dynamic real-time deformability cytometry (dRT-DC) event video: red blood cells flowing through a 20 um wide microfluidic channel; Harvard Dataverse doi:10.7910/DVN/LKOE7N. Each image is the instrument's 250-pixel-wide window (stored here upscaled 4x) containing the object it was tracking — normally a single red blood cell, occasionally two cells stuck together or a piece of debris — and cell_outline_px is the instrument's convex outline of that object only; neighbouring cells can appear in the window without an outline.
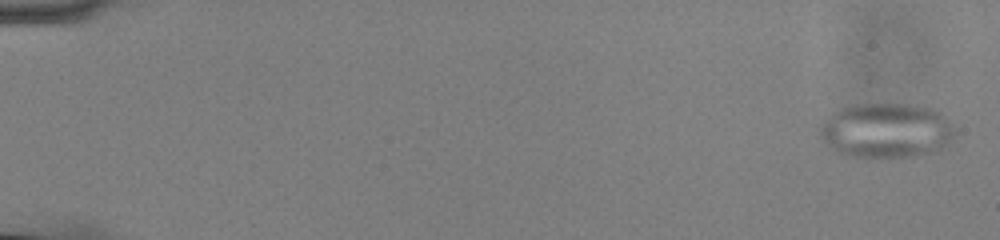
{"species": "common noctule bat (a hibernating species)", "species_latin": "Nyctalus noctula", "temperature_condition": "cold", "stored_images_in_passage": 56, "camera_frame_rate_fps": 3000, "um_per_image_px": 0.085, "animal": {"sex": "male", "body_mass_g": 13.0, "forearm_length_mm": 53.1}, "frame": {"image": 1, "passage_image": 2, "time_ms": 0.333, "image_size_px": [1000, 240], "cell_outline_px": [[956, 132], [952, 140], [948, 144], [936, 152], [912, 156], [868, 160], [852, 156], [840, 152], [832, 148], [820, 136], [820, 124], [836, 108], [848, 104], [908, 104], [936, 108], [956, 128]], "centroid_in_image_um": [75.35, 11.1], "position_along_channel_um": 9.6, "area_um2": 44.22}}
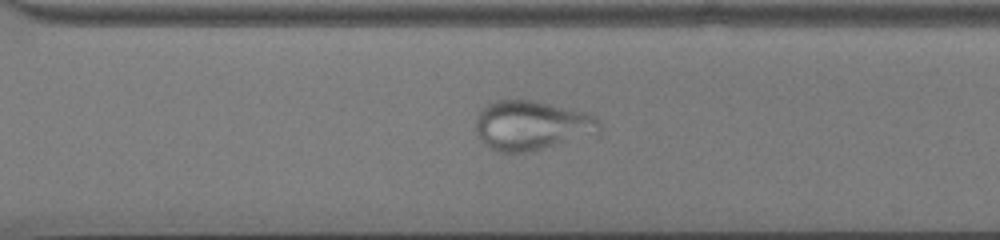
{"frame": {"image": 2, "passage_image": 41, "time_ms": 13.333, "image_size_px": [1000, 240], "cell_outline_px": [[600, 136], [524, 152], [496, 152], [488, 148], [476, 136], [476, 120], [480, 112], [488, 104], [496, 100], [532, 100], [588, 112], [596, 116], [600, 124]], "centroid_in_image_um": [45.26, 10.68], "position_along_channel_um": 325.3, "area_um2": 36.36}}
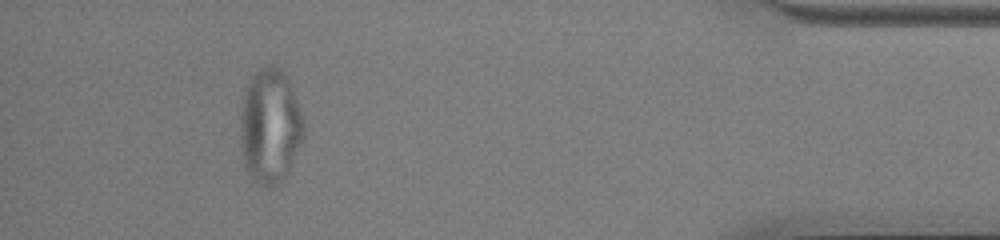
{"frame": {"image": 3, "passage_image": 52, "time_ms": 17.0, "image_size_px": [1000, 240], "cell_outline_px": [[304, 140], [284, 180], [276, 188], [268, 188], [260, 184], [248, 176], [244, 168], [240, 152], [240, 112], [244, 88], [248, 80], [256, 72], [268, 64], [276, 64], [288, 76], [304, 116]], "centroid_in_image_um": [22.95, 10.75], "position_along_channel_um": 412.2, "area_um2": 44.1}}